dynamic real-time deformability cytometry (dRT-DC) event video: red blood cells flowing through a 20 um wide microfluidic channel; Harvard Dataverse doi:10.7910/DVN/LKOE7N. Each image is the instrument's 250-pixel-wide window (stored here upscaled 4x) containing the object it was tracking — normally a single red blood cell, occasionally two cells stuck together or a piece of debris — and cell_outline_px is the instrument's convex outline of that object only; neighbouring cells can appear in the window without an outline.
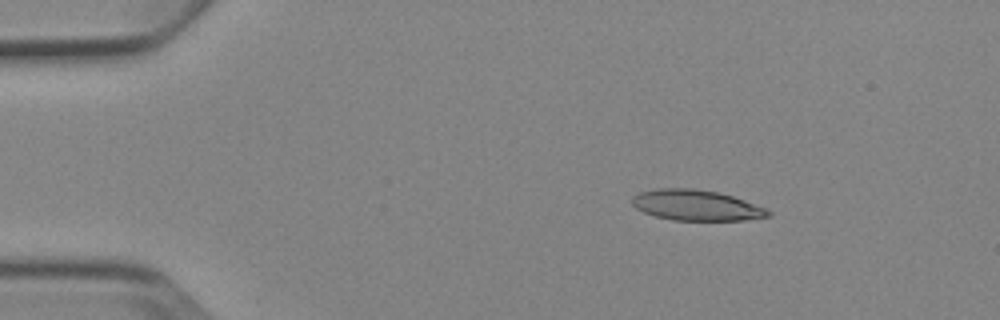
{"species": "Egyptian fruit bat (a non-hibernating species)", "species_latin": "Rousettus aegyptiacus", "temperature_condition": "cold", "stored_images_in_passage": 3, "camera_frame_rate_fps": 3000, "um_per_image_px": 0.085, "animal": {"sex": "female"}, "frame": {"image": 1, "passage_image": 1, "time_ms": 0.0, "image_size_px": [1000, 320], "cell_outline_px": [[772, 216], [744, 220], [672, 220], [656, 216], [644, 212], [636, 208], [632, 204], [632, 196], [640, 192], [656, 188], [692, 188], [716, 192], [732, 196], [768, 208], [772, 212]], "centroid_in_image_um": [59.2, 17.45], "position_along_channel_um": 25.8, "area_um2": 24.33}}